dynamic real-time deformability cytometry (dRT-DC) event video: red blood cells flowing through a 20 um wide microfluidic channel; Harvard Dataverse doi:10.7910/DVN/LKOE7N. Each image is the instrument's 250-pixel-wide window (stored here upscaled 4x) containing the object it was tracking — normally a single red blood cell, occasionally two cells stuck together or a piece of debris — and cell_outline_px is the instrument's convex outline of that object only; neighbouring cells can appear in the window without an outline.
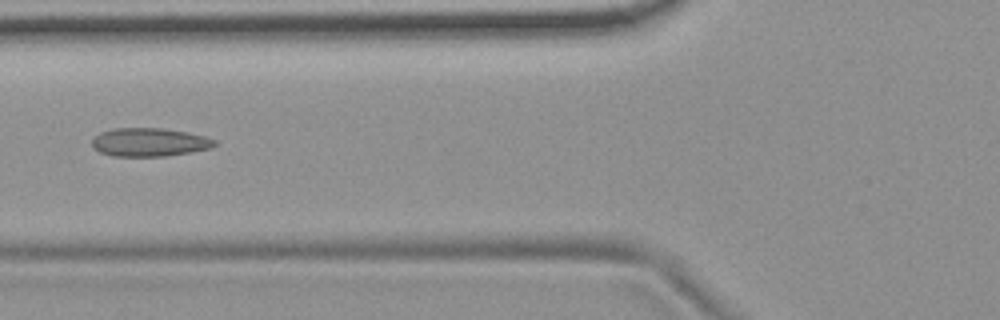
{"species": "common noctule bat (a hibernating species)", "species_latin": "Nyctalus noctula", "temperature_condition": "room temperature", "stored_images_in_passage": 3, "camera_frame_rate_fps": 3000, "um_per_image_px": 0.085, "animal": {"sex": "female", "body_mass_g": 19.9}, "frame": {"image": 1, "passage_image": 3, "time_ms": 2.333, "image_size_px": [1000, 320], "cell_outline_px": [[216, 144], [208, 148], [188, 152], [164, 156], [112, 156], [100, 152], [92, 148], [92, 140], [100, 132], [112, 128], [164, 128], [188, 132], [204, 136], [216, 140]], "centroid_in_image_um": [12.65, 12.08], "position_along_channel_um": 113.2, "area_um2": 20.23}}